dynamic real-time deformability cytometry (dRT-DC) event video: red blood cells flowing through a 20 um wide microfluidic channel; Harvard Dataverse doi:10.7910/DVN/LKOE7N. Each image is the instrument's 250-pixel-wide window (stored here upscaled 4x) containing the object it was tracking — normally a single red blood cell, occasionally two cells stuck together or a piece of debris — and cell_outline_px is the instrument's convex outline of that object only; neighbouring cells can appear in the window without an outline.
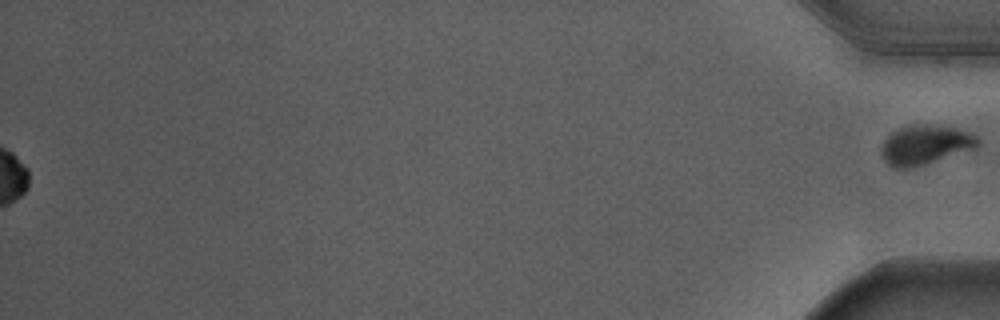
{"species": "Egyptian fruit bat (a non-hibernating species)", "species_latin": "Rousettus aegyptiacus", "temperature_condition": "warm", "stored_images_in_passage": 49, "segment_of_instrument_passage": [2, 2], "camera_frame_rate_fps": 3000, "um_per_image_px": 0.085, "animal": {"sex": "male"}, "frame": {"image": 1, "passage_image": 49, "time_ms": 16.0, "image_size_px": [1000, 320], "cell_outline_px": [[980, 144], [976, 148], [916, 168], [892, 168], [884, 160], [880, 152], [880, 148], [884, 140], [892, 132], [900, 128], [912, 124], [928, 124], [956, 128], [976, 132], [980, 140]], "centroid_in_image_um": [78.68, 12.32], "position_along_channel_um": 356.5, "area_um2": 22.83}}